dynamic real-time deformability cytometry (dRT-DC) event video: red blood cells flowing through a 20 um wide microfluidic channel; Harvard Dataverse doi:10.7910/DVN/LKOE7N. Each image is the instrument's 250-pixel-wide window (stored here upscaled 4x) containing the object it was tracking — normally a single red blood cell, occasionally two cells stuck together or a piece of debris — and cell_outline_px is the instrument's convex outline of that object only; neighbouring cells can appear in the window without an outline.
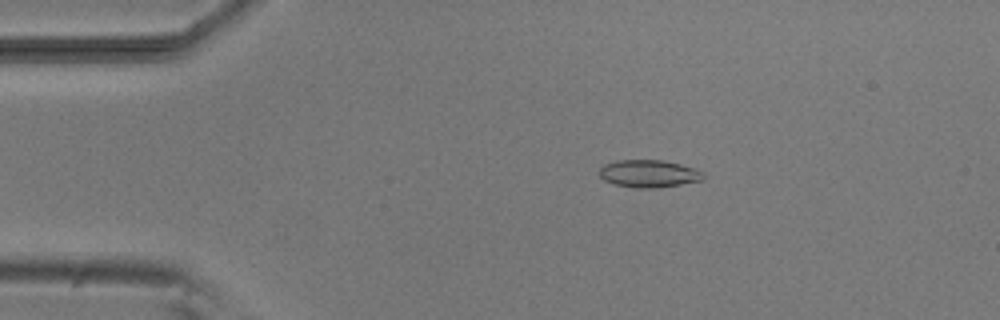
{"species": "common noctule bat (a hibernating species)", "species_latin": "Nyctalus noctula", "temperature_condition": "room temperature", "stored_images_in_passage": 2, "camera_frame_rate_fps": 3000, "um_per_image_px": 0.085, "animal": {"sex": "male", "body_mass_g": 20.5, "forearm_length_mm": 52.5}, "frame": {"image": 1, "passage_image": 1, "time_ms": 0.0, "image_size_px": [1000, 320], "cell_outline_px": [[704, 180], [660, 188], [636, 188], [616, 184], [604, 180], [600, 176], [600, 168], [604, 164], [616, 160], [664, 160], [680, 164], [704, 172]], "centroid_in_image_um": [55.17, 14.76], "position_along_channel_um": 29.8, "area_um2": 16.7}}